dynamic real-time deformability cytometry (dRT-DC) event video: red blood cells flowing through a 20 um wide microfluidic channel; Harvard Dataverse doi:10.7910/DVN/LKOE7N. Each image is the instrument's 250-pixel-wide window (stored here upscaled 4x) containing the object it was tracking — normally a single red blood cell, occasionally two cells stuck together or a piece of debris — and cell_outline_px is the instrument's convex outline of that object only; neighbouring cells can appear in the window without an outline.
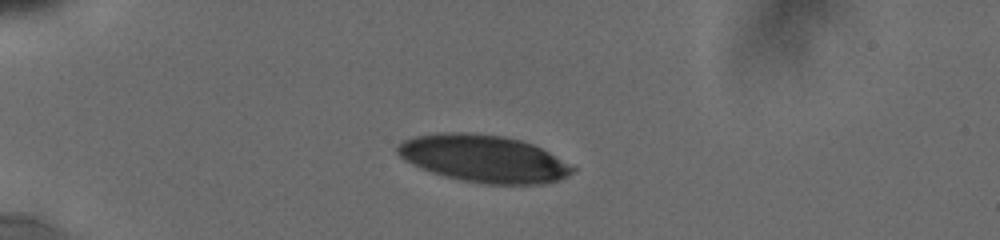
{"species": "human", "species_latin": "Homo sapiens", "temperature_condition": "cold", "stored_images_in_passage": 12, "camera_frame_rate_fps": 3000, "um_per_image_px": 0.085, "donor": {"sex": "male"}, "frame": {"image": 1, "passage_image": 6, "time_ms": 4.0, "image_size_px": [1000, 240], "cell_outline_px": [[576, 168], [572, 172], [556, 180], [540, 184], [484, 184], [464, 180], [432, 172], [420, 168], [404, 160], [396, 152], [396, 144], [404, 140], [416, 136], [444, 132], [460, 132], [504, 136], [520, 140], [532, 144], [548, 152]], "centroid_in_image_um": [41.06, 13.47], "position_along_channel_um": 43.9, "area_um2": 47.57}}
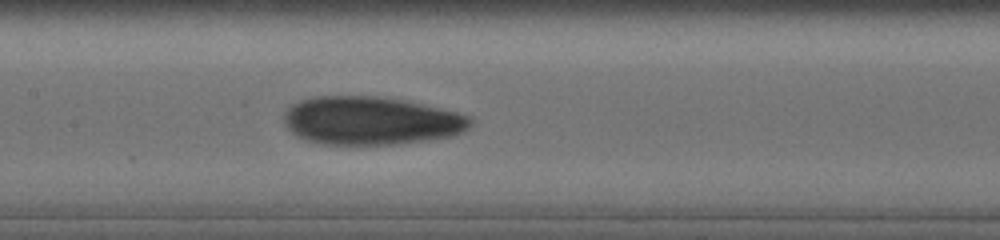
{"frame": {"image": 2, "passage_image": 12, "time_ms": 8.667, "image_size_px": [1000, 240], "cell_outline_px": [[472, 124], [464, 132], [452, 136], [428, 140], [396, 144], [320, 144], [304, 140], [296, 136], [284, 124], [284, 112], [292, 104], [300, 100], [316, 96], [376, 96], [404, 100], [456, 112], [468, 116], [472, 120]], "centroid_in_image_um": [31.5, 10.26], "position_along_channel_um": 175.9, "area_um2": 52.48}}